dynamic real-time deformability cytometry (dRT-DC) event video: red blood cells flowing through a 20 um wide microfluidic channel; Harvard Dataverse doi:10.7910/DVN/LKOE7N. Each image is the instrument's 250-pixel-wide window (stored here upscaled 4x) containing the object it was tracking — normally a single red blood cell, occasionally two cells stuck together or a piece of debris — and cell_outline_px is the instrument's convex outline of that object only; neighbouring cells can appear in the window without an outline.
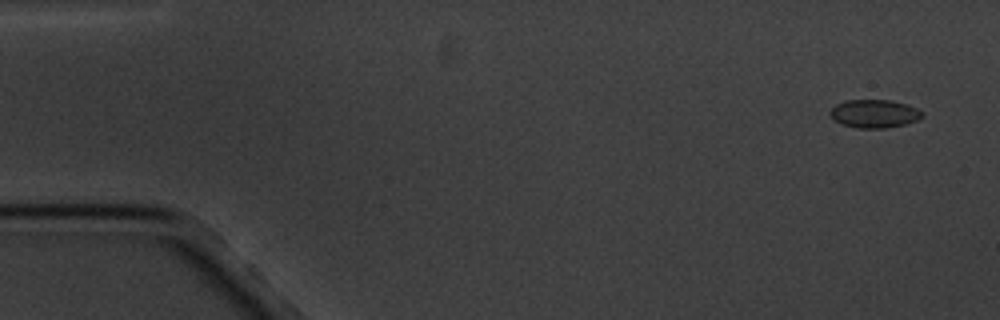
{"species": "common noctule bat (a hibernating species)", "species_latin": "Nyctalus noctula", "temperature_condition": "cold", "stored_images_in_passage": 5, "camera_frame_rate_fps": 3000, "um_per_image_px": 0.085, "animal": {"sex": "male", "body_mass_g": 20.1, "forearm_length_mm": 53.5}, "frame": {"image": 1, "passage_image": 1, "time_ms": 0.0, "image_size_px": [1000, 320], "cell_outline_px": [[924, 116], [916, 120], [904, 124], [884, 128], [860, 128], [844, 124], [836, 120], [828, 112], [836, 104], [844, 100], [888, 100], [904, 104], [916, 108], [924, 112]], "centroid_in_image_um": [74.32, 9.65], "position_along_channel_um": 10.7, "area_um2": 14.85}}
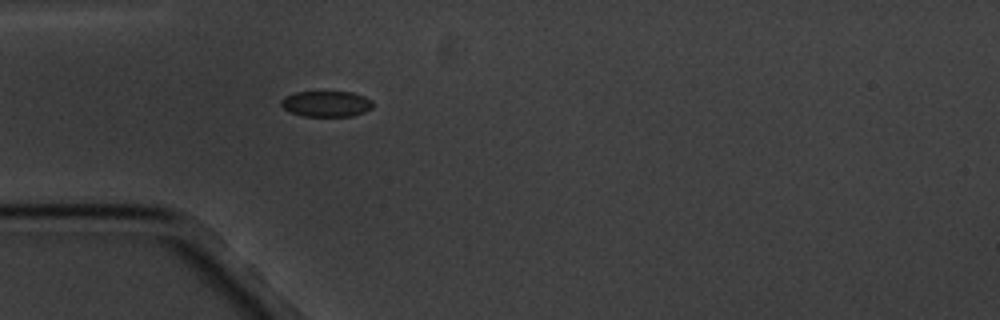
{"frame": {"image": 2, "passage_image": 5, "time_ms": 4.667, "image_size_px": [1000, 320], "cell_outline_px": [[372, 108], [364, 112], [352, 116], [304, 116], [292, 112], [284, 108], [280, 104], [280, 100], [284, 96], [296, 92], [352, 92], [364, 96], [372, 100]], "centroid_in_image_um": [27.74, 8.82], "position_along_channel_um": 57.3, "area_um2": 13.76}}